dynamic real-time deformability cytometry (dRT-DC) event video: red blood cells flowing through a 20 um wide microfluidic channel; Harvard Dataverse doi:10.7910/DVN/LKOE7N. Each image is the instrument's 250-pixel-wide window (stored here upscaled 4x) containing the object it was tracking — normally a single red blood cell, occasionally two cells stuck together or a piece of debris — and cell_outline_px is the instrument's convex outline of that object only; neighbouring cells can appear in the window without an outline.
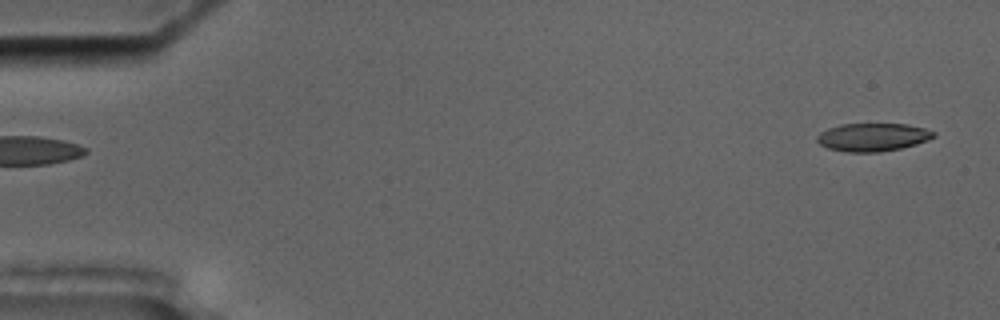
{"species": "common noctule bat (a hibernating species)", "species_latin": "Nyctalus noctula", "temperature_condition": "cold", "stored_images_in_passage": 5, "segment_of_instrument_passage": [2, 2], "camera_frame_rate_fps": 3000, "um_per_image_px": 0.085, "animal": {"sex": "male", "body_mass_g": 17.5, "forearm_length_mm": 52.3}, "frame": {"image": 1, "passage_image": 5, "time_ms": 5.333, "image_size_px": [1000, 320], "cell_outline_px": [[936, 136], [928, 140], [916, 144], [900, 148], [880, 152], [844, 152], [828, 148], [820, 144], [816, 140], [816, 136], [820, 132], [828, 128], [840, 124], [908, 124], [924, 128], [936, 132]], "centroid_in_image_um": [74.17, 11.66], "position_along_channel_um": 10.8, "area_um2": 19.19}}